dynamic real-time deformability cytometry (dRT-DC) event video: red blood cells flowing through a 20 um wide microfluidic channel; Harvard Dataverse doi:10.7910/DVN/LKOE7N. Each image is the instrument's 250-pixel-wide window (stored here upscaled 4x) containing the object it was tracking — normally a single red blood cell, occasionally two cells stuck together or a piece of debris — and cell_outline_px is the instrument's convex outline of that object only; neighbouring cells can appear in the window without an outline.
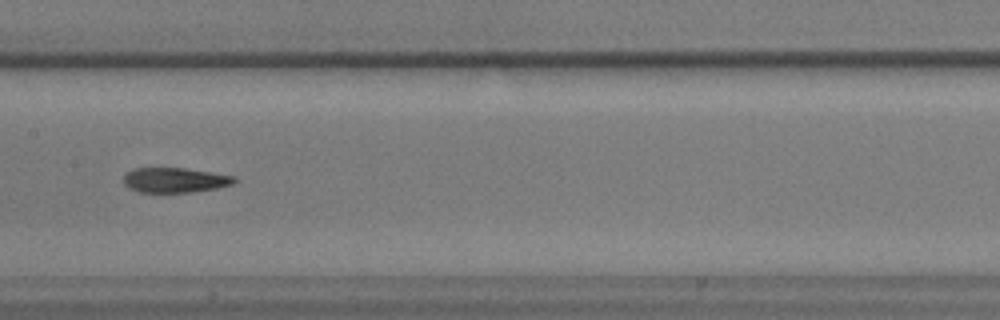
{"species": "common noctule bat (a hibernating species)", "species_latin": "Nyctalus noctula", "temperature_condition": "warm", "stored_images_in_passage": 19, "camera_frame_rate_fps": 3000, "um_per_image_px": 0.085, "animal": {"sex": "male", "body_mass_g": 17.9}, "frame": {"image": 1, "passage_image": 13, "time_ms": 4.0, "image_size_px": [1000, 320], "cell_outline_px": [[236, 180], [232, 184], [216, 188], [192, 192], [140, 192], [128, 188], [124, 184], [124, 176], [132, 168], [184, 168], [212, 172], [236, 176]], "centroid_in_image_um": [14.86, 15.3], "position_along_channel_um": 192.5, "area_um2": 16.07}}
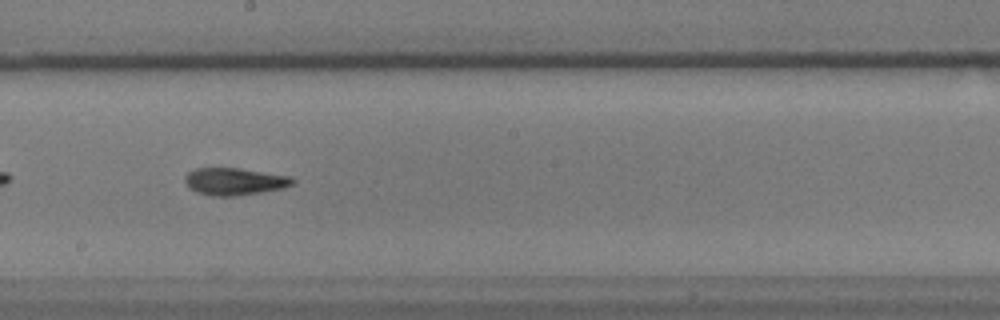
{"frame": {"image": 2, "passage_image": 16, "time_ms": 5.0, "image_size_px": [1000, 320], "cell_outline_px": [[296, 180], [292, 184], [284, 188], [236, 196], [212, 196], [196, 192], [188, 188], [184, 180], [184, 176], [188, 172], [196, 168], [240, 168], [292, 176]], "centroid_in_image_um": [19.92, 15.42], "position_along_channel_um": 228.3, "area_um2": 17.28}}